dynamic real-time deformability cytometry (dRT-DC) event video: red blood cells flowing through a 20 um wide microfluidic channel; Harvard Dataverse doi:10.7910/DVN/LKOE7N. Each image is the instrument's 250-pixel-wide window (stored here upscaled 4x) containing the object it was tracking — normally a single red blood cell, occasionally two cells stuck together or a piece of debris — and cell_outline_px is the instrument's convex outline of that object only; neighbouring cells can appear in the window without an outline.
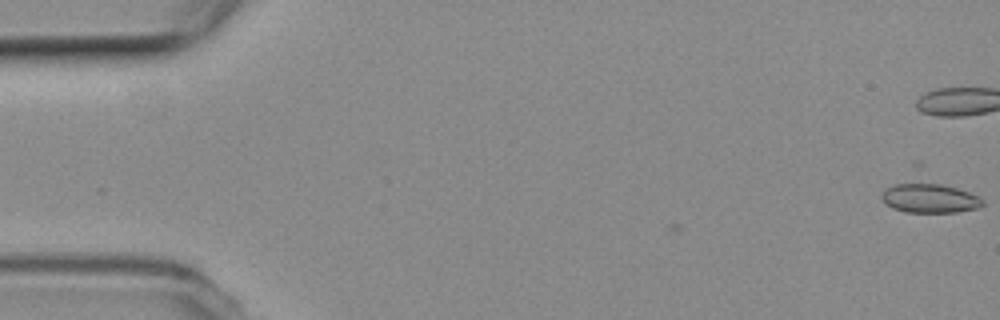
{"species": "common noctule bat (a hibernating species)", "species_latin": "Nyctalus noctula", "temperature_condition": "room temperature", "stored_images_in_passage": 2, "camera_frame_rate_fps": 3000, "um_per_image_px": 0.085, "animal": {"sex": "female", "body_mass_g": 19.3, "forearm_length_mm": 54.1}, "frame": {"image": 1, "passage_image": 2, "time_ms": 0.333, "image_size_px": [1000, 320], "cell_outline_px": [[984, 204], [976, 208], [956, 212], [904, 212], [892, 208], [880, 196], [884, 188], [892, 184], [912, 180], [920, 180], [940, 184], [956, 188], [968, 192], [984, 200]], "centroid_in_image_um": [78.94, 16.8], "position_along_channel_um": 6.1, "area_um2": 17.69}}